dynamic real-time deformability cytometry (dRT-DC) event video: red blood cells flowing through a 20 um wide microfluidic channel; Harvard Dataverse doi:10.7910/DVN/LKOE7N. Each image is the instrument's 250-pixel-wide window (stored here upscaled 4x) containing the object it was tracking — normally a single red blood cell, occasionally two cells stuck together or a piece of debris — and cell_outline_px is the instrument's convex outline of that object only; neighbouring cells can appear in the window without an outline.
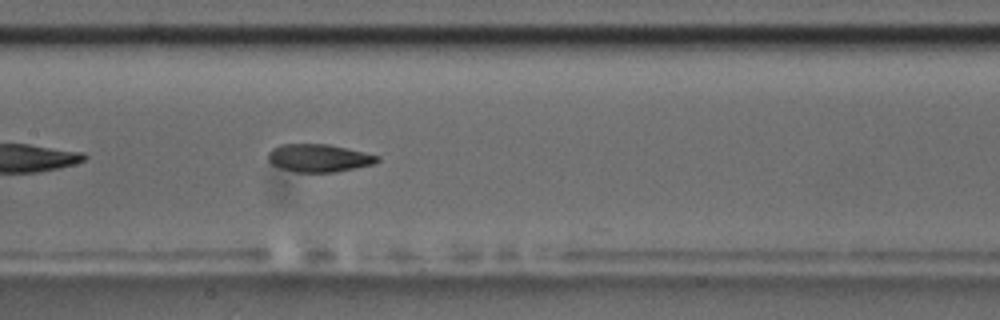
{"species": "common noctule bat (a hibernating species)", "species_latin": "Nyctalus noctula", "temperature_condition": "room temperature", "stored_images_in_passage": 26, "camera_frame_rate_fps": 3000, "um_per_image_px": 0.085, "animal": {"sex": "male", "body_mass_g": 17.5, "forearm_length_mm": 52.3}, "frame": {"image": 1, "passage_image": 12, "time_ms": 3.667, "image_size_px": [1000, 320], "cell_outline_px": [[380, 160], [372, 164], [356, 168], [336, 172], [296, 172], [280, 168], [272, 164], [268, 160], [268, 152], [272, 148], [280, 144], [328, 144], [364, 152], [380, 156]], "centroid_in_image_um": [27.09, 13.43], "position_along_channel_um": 180.3, "area_um2": 17.74}}